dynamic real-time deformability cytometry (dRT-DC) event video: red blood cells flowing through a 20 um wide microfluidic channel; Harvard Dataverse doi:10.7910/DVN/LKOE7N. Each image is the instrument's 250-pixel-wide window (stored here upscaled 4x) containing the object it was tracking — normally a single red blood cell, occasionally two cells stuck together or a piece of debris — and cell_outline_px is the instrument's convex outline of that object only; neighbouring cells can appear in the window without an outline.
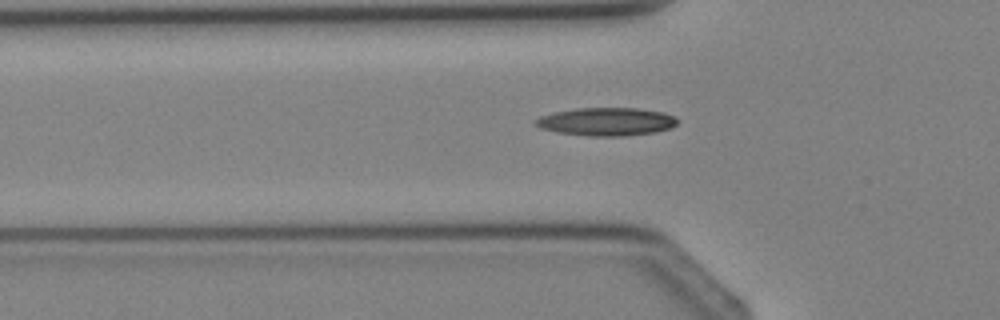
{"species": "Egyptian fruit bat (a non-hibernating species)", "species_latin": "Rousettus aegyptiacus", "temperature_condition": "cold", "stored_images_in_passage": 2, "camera_frame_rate_fps": 3000, "um_per_image_px": 0.085, "animal": {"sex": "female"}, "frame": {"image": 1, "passage_image": 2, "time_ms": 1.333, "image_size_px": [1000, 320], "cell_outline_px": [[676, 124], [672, 128], [656, 132], [624, 136], [588, 136], [556, 132], [540, 128], [532, 124], [532, 120], [540, 116], [556, 112], [576, 108], [636, 108], [664, 112], [676, 116]], "centroid_in_image_um": [51.52, 10.34], "position_along_channel_um": 74.3, "area_um2": 23.47}}